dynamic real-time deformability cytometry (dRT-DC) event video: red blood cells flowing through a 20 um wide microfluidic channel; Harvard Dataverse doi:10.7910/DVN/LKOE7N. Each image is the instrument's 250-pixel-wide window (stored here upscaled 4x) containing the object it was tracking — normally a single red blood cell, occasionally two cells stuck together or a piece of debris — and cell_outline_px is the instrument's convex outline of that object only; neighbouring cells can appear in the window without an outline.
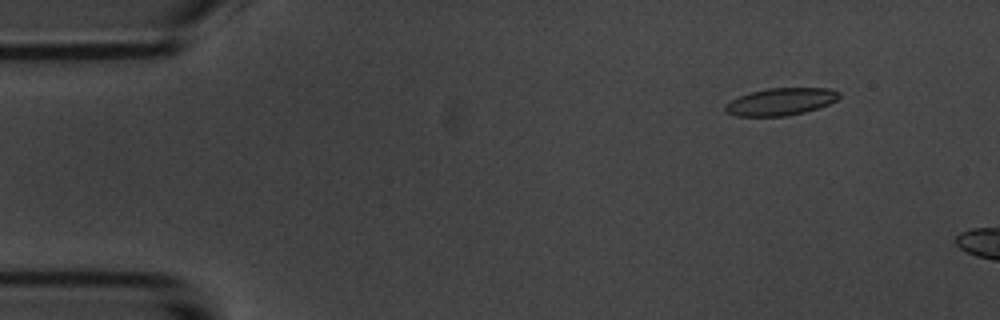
{"species": "common noctule bat (a hibernating species)", "species_latin": "Nyctalus noctula", "temperature_condition": "room temperature", "stored_images_in_passage": 12, "camera_frame_rate_fps": 3000, "um_per_image_px": 0.085, "animal": {"sex": "male", "body_mass_g": 20.1, "forearm_length_mm": 53.5}, "frame": {"image": 1, "passage_image": 6, "time_ms": 1.667, "image_size_px": [1000, 320], "cell_outline_px": [[840, 96], [836, 100], [828, 104], [804, 112], [788, 116], [736, 116], [728, 112], [724, 108], [724, 104], [740, 96], [752, 92], [768, 88], [828, 88], [840, 92]], "centroid_in_image_um": [66.37, 8.64], "position_along_channel_um": 18.6, "area_um2": 17.92}}